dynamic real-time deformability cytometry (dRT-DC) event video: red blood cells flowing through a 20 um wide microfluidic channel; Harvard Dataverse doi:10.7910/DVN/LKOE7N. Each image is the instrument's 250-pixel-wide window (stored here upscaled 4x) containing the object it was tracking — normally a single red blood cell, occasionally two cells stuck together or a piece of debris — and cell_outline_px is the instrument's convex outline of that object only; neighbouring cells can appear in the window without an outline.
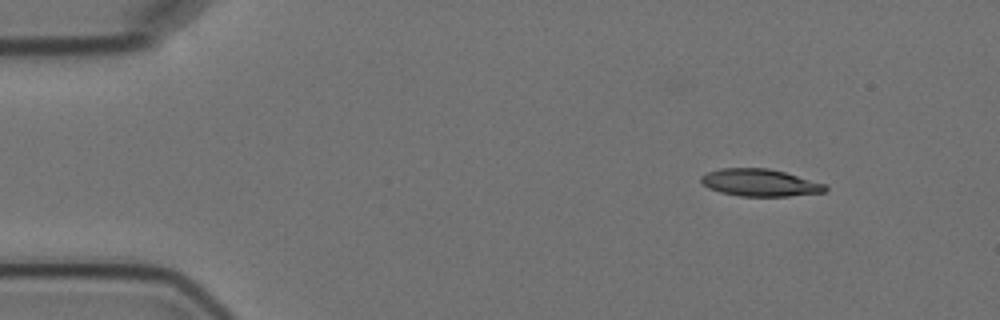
{"species": "Egyptian fruit bat (a non-hibernating species)", "species_latin": "Rousettus aegyptiacus", "temperature_condition": "cold", "stored_images_in_passage": 4, "camera_frame_rate_fps": 3000, "um_per_image_px": 0.085, "animal": {"sex": "female"}, "frame": {"image": 1, "passage_image": 1, "time_ms": 0.0, "image_size_px": [1000, 320], "cell_outline_px": [[828, 188], [824, 192], [788, 196], [740, 196], [720, 192], [708, 188], [700, 180], [700, 176], [708, 172], [720, 168], [768, 168], [784, 172], [828, 184]], "centroid_in_image_um": [64.61, 15.52], "position_along_channel_um": 20.4, "area_um2": 19.77}}
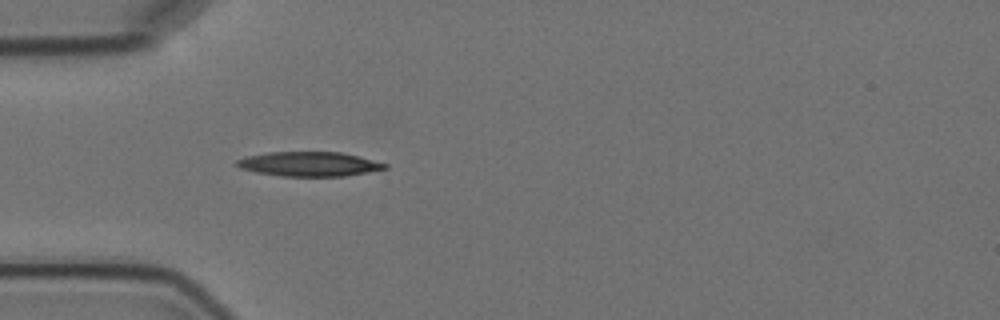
{"frame": {"image": 2, "passage_image": 4, "time_ms": 3.333, "image_size_px": [1000, 320], "cell_outline_px": [[388, 168], [344, 176], [280, 176], [256, 172], [240, 168], [236, 164], [236, 160], [248, 156], [268, 152], [340, 152], [388, 164]], "centroid_in_image_um": [26.25, 13.94], "position_along_channel_um": 58.8, "area_um2": 20.87}}